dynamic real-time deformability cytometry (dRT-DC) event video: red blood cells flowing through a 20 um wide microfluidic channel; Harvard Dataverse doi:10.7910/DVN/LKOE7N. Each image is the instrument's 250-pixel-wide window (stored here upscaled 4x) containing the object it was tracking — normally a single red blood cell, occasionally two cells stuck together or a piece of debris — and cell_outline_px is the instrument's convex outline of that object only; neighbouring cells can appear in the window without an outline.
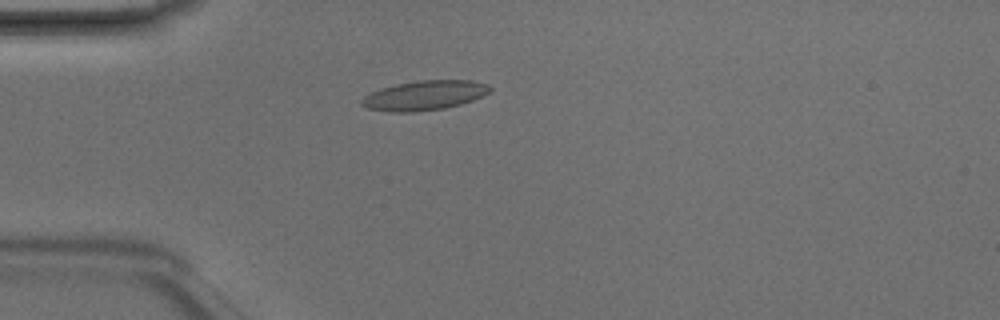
{"species": "Egyptian fruit bat (a non-hibernating species)", "species_latin": "Rousettus aegyptiacus", "temperature_condition": "room temperature", "stored_images_in_passage": 3, "camera_frame_rate_fps": 3000, "um_per_image_px": 0.085, "animal": {"sex": "male"}, "frame": {"image": 1, "passage_image": 2, "time_ms": 0.333, "image_size_px": [1000, 320], "cell_outline_px": [[492, 92], [472, 100], [460, 104], [444, 108], [416, 112], [392, 112], [368, 108], [360, 104], [360, 100], [364, 96], [380, 88], [396, 84], [416, 80], [472, 80], [488, 84], [492, 88]], "centroid_in_image_um": [36.09, 8.1], "position_along_channel_um": 48.9, "area_um2": 22.25}}